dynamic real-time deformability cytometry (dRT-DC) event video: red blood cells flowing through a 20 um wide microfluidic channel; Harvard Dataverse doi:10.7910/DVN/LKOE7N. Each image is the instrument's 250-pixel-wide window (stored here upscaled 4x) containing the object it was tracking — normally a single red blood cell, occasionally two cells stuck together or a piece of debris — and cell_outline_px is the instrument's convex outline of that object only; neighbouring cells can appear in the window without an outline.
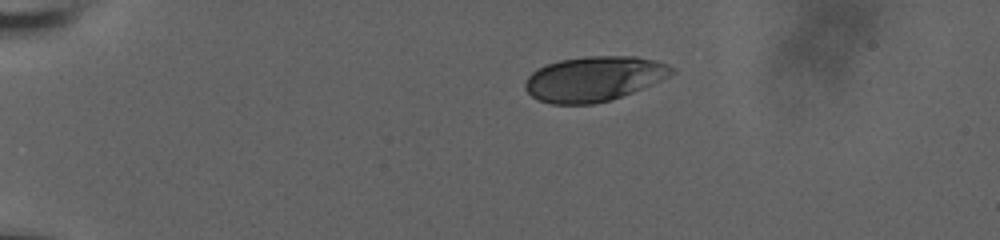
{"species": "human", "species_latin": "Homo sapiens", "temperature_condition": "room temperature", "stored_images_in_passage": 4, "camera_frame_rate_fps": 3000, "um_per_image_px": 0.085, "donor": {"sex": "male"}, "frame": {"image": 1, "passage_image": 1, "time_ms": 0.0, "image_size_px": [1000, 240], "cell_outline_px": [[676, 72], [660, 80], [632, 92], [612, 100], [592, 104], [552, 104], [540, 100], [532, 96], [524, 88], [524, 84], [528, 76], [536, 68], [560, 60], [584, 56], [636, 56], [656, 60], [668, 64]], "centroid_in_image_um": [50.47, 6.69], "position_along_channel_um": 34.5, "area_um2": 38.32}}
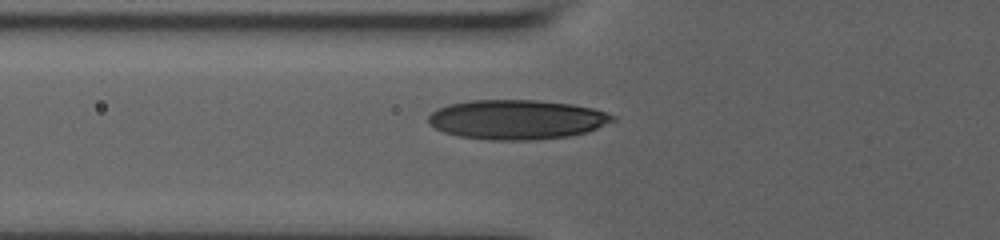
{"frame": {"image": 2, "passage_image": 4, "time_ms": 3.333, "image_size_px": [1000, 240], "cell_outline_px": [[616, 120], [588, 132], [568, 136], [532, 140], [488, 140], [460, 136], [444, 132], [436, 128], [428, 120], [428, 116], [436, 108], [448, 104], [468, 100], [536, 100], [572, 104], [592, 108], [616, 116]], "centroid_in_image_um": [43.93, 10.16], "position_along_channel_um": 81.9, "area_um2": 42.54}}